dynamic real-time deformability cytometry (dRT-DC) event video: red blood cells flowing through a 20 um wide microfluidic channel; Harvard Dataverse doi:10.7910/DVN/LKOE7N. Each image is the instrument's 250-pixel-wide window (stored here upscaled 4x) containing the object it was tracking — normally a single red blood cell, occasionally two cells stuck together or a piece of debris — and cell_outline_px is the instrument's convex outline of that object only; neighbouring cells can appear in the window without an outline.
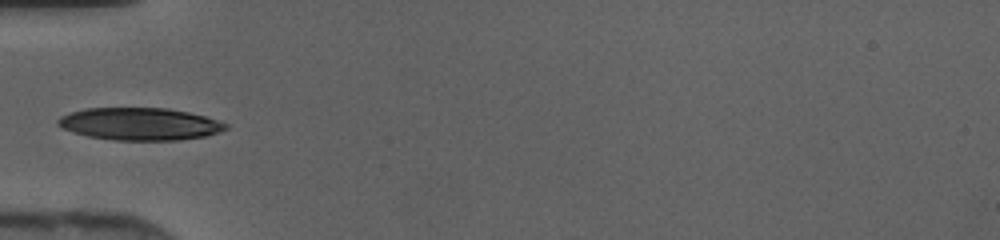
{"species": "human", "species_latin": "Homo sapiens", "temperature_condition": "cold", "stored_images_in_passage": 30, "camera_frame_rate_fps": 3000, "um_per_image_px": 0.085, "donor": {"sex": "female"}, "frame": {"image": 1, "passage_image": 1, "time_ms": 0.0, "image_size_px": [1000, 240], "cell_outline_px": [[228, 128], [220, 132], [204, 136], [180, 140], [116, 140], [88, 136], [72, 132], [56, 124], [56, 120], [60, 116], [84, 108], [168, 108], [188, 112], [204, 116], [228, 124]], "centroid_in_image_um": [11.87, 10.53], "position_along_channel_um": 73.1, "area_um2": 31.62}}
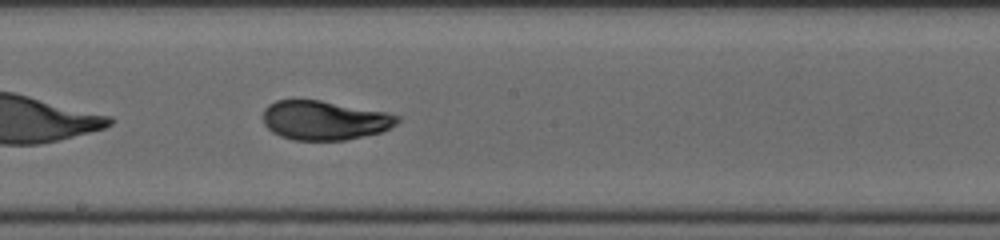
{"frame": {"image": 2, "passage_image": 11, "time_ms": 3.333, "image_size_px": [1000, 240], "cell_outline_px": [[400, 120], [396, 124], [380, 132], [344, 140], [296, 140], [280, 136], [272, 132], [264, 124], [264, 108], [268, 104], [276, 100], [320, 100], [388, 112], [400, 116]], "centroid_in_image_um": [27.58, 10.21], "position_along_channel_um": 220.6, "area_um2": 30.63}}
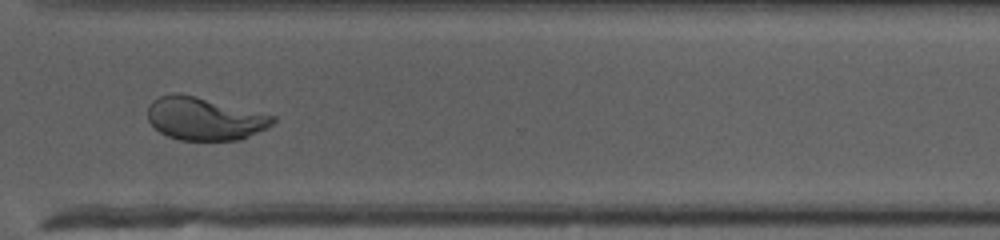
{"frame": {"image": 3, "passage_image": 20, "time_ms": 6.333, "image_size_px": [1000, 240], "cell_outline_px": [[276, 120], [268, 128], [240, 140], [180, 140], [168, 136], [160, 132], [148, 120], [148, 104], [152, 100], [160, 96], [172, 92], [176, 92], [196, 96], [276, 116]], "centroid_in_image_um": [17.38, 10.08], "position_along_channel_um": 353.2, "area_um2": 31.33}}